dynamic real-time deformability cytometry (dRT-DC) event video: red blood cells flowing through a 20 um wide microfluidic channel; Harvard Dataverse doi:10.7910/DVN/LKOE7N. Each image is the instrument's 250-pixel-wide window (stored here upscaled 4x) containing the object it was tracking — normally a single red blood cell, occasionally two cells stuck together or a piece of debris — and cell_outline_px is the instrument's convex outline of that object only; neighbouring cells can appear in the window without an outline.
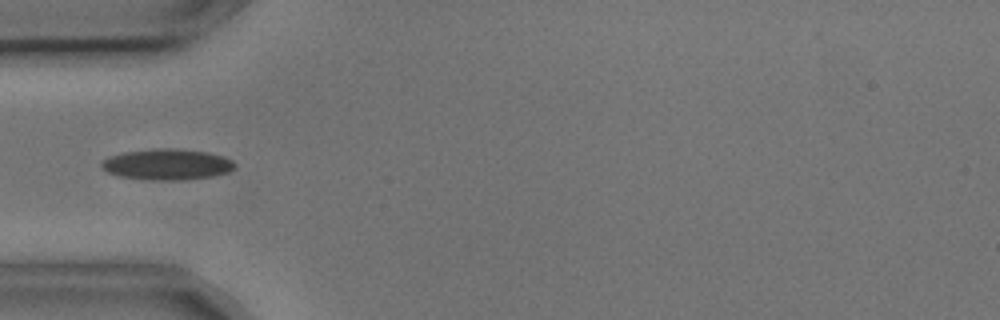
{"species": "common noctule bat (a hibernating species)", "species_latin": "Nyctalus noctula", "temperature_condition": "cold", "stored_images_in_passage": 5, "camera_frame_rate_fps": 3000, "um_per_image_px": 0.085, "animal": {"sex": "male", "body_mass_g": 17.9, "forearm_length_mm": 54.2}, "frame": {"image": 1, "passage_image": 4, "time_ms": 1.0, "image_size_px": [1000, 320], "cell_outline_px": [[236, 168], [228, 172], [212, 176], [188, 180], [152, 180], [116, 176], [100, 168], [100, 160], [108, 156], [124, 152], [156, 148], [172, 148], [204, 152], [224, 156], [232, 160], [236, 164]], "centroid_in_image_um": [14.16, 13.98], "position_along_channel_um": 70.8, "area_um2": 24.33}}